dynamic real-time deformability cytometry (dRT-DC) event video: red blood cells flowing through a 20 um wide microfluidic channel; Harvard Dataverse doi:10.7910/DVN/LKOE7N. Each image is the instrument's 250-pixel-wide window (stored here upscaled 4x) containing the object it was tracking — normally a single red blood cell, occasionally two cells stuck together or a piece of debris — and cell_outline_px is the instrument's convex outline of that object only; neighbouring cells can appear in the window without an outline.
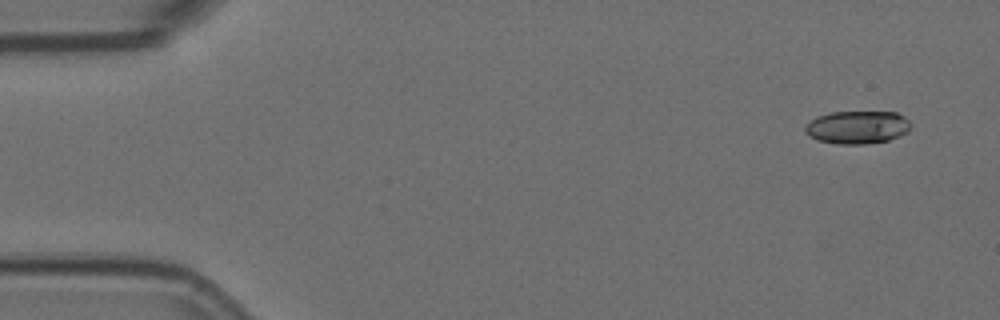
{"species": "Egyptian fruit bat (a non-hibernating species)", "species_latin": "Rousettus aegyptiacus", "temperature_condition": "room temperature", "stored_images_in_passage": 5, "camera_frame_rate_fps": 3000, "um_per_image_px": 0.085, "animal": {"sex": "female"}, "frame": {"image": 1, "passage_image": 1, "time_ms": 0.0, "image_size_px": [1000, 320], "cell_outline_px": [[912, 128], [908, 132], [900, 136], [888, 140], [864, 144], [836, 144], [816, 140], [808, 136], [804, 132], [804, 128], [808, 120], [816, 116], [832, 112], [896, 112], [904, 116], [912, 124]], "centroid_in_image_um": [72.85, 10.82], "position_along_channel_um": 12.1, "area_um2": 20.69}}
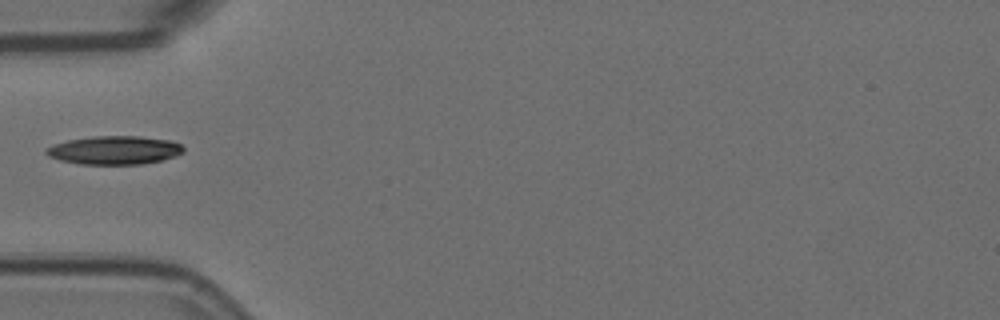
{"frame": {"image": 2, "passage_image": 5, "time_ms": 1.333, "image_size_px": [1000, 320], "cell_outline_px": [[184, 152], [176, 156], [160, 160], [140, 164], [80, 164], [60, 160], [48, 156], [44, 152], [44, 148], [68, 140], [92, 136], [140, 136], [168, 140], [180, 144], [184, 148]], "centroid_in_image_um": [9.71, 12.76], "position_along_channel_um": 75.3, "area_um2": 22.72}}